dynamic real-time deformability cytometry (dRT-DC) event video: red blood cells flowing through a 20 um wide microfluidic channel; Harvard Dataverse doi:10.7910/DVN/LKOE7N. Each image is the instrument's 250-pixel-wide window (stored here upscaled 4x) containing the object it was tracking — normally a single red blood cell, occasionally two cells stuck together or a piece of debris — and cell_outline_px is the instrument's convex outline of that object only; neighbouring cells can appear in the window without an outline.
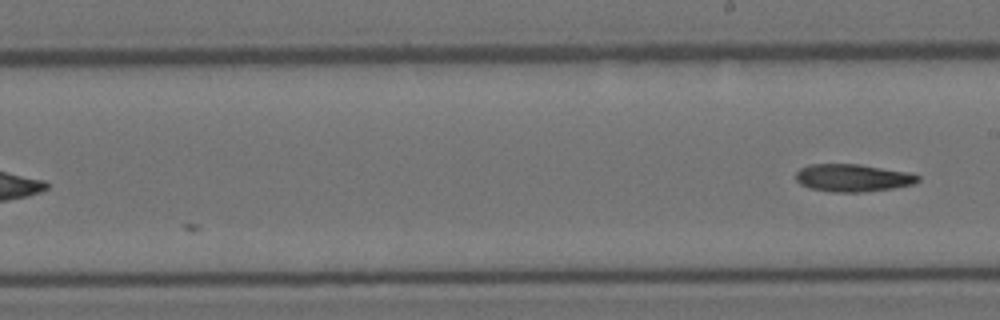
{"species": "Egyptian fruit bat (a non-hibernating species)", "species_latin": "Rousettus aegyptiacus", "temperature_condition": "room temperature", "stored_images_in_passage": 14, "segment_of_instrument_passage": [2, 2], "camera_frame_rate_fps": 3000, "um_per_image_px": 0.085, "animal": {"sex": "female"}, "frame": {"image": 1, "passage_image": 14, "time_ms": 4.333, "image_size_px": [1000, 320], "cell_outline_px": [[920, 180], [912, 184], [892, 188], [860, 192], [832, 192], [808, 188], [800, 184], [796, 180], [796, 172], [800, 168], [808, 164], [856, 164], [908, 172], [920, 176]], "centroid_in_image_um": [72.43, 15.12], "position_along_channel_um": 216.6, "area_um2": 19.54}}